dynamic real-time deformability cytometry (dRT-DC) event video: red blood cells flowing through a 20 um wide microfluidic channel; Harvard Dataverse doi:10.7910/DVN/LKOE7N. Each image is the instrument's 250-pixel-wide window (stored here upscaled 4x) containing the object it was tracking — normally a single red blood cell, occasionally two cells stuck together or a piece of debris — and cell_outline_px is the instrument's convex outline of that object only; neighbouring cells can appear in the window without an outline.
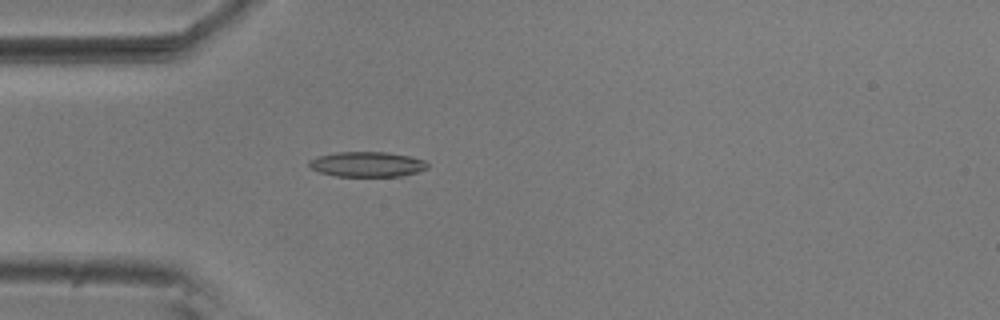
{"species": "common noctule bat (a hibernating species)", "species_latin": "Nyctalus noctula", "temperature_condition": "room temperature", "stored_images_in_passage": 5, "camera_frame_rate_fps": 3000, "um_per_image_px": 0.085, "animal": {"sex": "male", "body_mass_g": 20.5, "forearm_length_mm": 52.5}, "frame": {"image": 1, "passage_image": 5, "time_ms": 1.333, "image_size_px": [1000, 320], "cell_outline_px": [[428, 168], [416, 172], [400, 176], [336, 176], [320, 172], [312, 168], [308, 164], [308, 160], [316, 156], [336, 152], [388, 152], [408, 156], [424, 160], [428, 164]], "centroid_in_image_um": [31.18, 13.95], "position_along_channel_um": 53.8, "area_um2": 17.28}}